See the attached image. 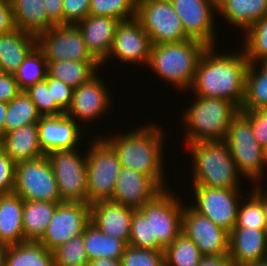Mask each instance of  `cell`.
I'll return each mask as SVG.
<instances>
[{
  "label": "cell",
  "mask_w": 267,
  "mask_h": 266,
  "mask_svg": "<svg viewBox=\"0 0 267 266\" xmlns=\"http://www.w3.org/2000/svg\"><path fill=\"white\" fill-rule=\"evenodd\" d=\"M97 137L86 151L88 204L112 199L121 168L114 149L102 137Z\"/></svg>",
  "instance_id": "ba28073f"
},
{
  "label": "cell",
  "mask_w": 267,
  "mask_h": 266,
  "mask_svg": "<svg viewBox=\"0 0 267 266\" xmlns=\"http://www.w3.org/2000/svg\"><path fill=\"white\" fill-rule=\"evenodd\" d=\"M2 144H3V136L0 135V150H2Z\"/></svg>",
  "instance_id": "680465c9"
},
{
  "label": "cell",
  "mask_w": 267,
  "mask_h": 266,
  "mask_svg": "<svg viewBox=\"0 0 267 266\" xmlns=\"http://www.w3.org/2000/svg\"><path fill=\"white\" fill-rule=\"evenodd\" d=\"M161 191L162 189L150 177L130 168L121 167L110 201L136 210Z\"/></svg>",
  "instance_id": "ffe728a7"
},
{
  "label": "cell",
  "mask_w": 267,
  "mask_h": 266,
  "mask_svg": "<svg viewBox=\"0 0 267 266\" xmlns=\"http://www.w3.org/2000/svg\"><path fill=\"white\" fill-rule=\"evenodd\" d=\"M136 14L137 0H90L89 15L124 21L135 18Z\"/></svg>",
  "instance_id": "f35d334b"
},
{
  "label": "cell",
  "mask_w": 267,
  "mask_h": 266,
  "mask_svg": "<svg viewBox=\"0 0 267 266\" xmlns=\"http://www.w3.org/2000/svg\"><path fill=\"white\" fill-rule=\"evenodd\" d=\"M13 193L25 201L62 202L54 172L46 155L16 163Z\"/></svg>",
  "instance_id": "8fae6325"
},
{
  "label": "cell",
  "mask_w": 267,
  "mask_h": 266,
  "mask_svg": "<svg viewBox=\"0 0 267 266\" xmlns=\"http://www.w3.org/2000/svg\"><path fill=\"white\" fill-rule=\"evenodd\" d=\"M24 91L31 98L41 116L65 113L55 100H52L51 90H49L46 80L37 82Z\"/></svg>",
  "instance_id": "60d3db41"
},
{
  "label": "cell",
  "mask_w": 267,
  "mask_h": 266,
  "mask_svg": "<svg viewBox=\"0 0 267 266\" xmlns=\"http://www.w3.org/2000/svg\"><path fill=\"white\" fill-rule=\"evenodd\" d=\"M48 64L43 52L36 46L14 74L21 91L46 79Z\"/></svg>",
  "instance_id": "8d00e7d4"
},
{
  "label": "cell",
  "mask_w": 267,
  "mask_h": 266,
  "mask_svg": "<svg viewBox=\"0 0 267 266\" xmlns=\"http://www.w3.org/2000/svg\"><path fill=\"white\" fill-rule=\"evenodd\" d=\"M16 163L0 150V195L13 193L15 186Z\"/></svg>",
  "instance_id": "bcb514c9"
},
{
  "label": "cell",
  "mask_w": 267,
  "mask_h": 266,
  "mask_svg": "<svg viewBox=\"0 0 267 266\" xmlns=\"http://www.w3.org/2000/svg\"><path fill=\"white\" fill-rule=\"evenodd\" d=\"M207 47L205 43L191 38L152 45L147 67L165 82L188 91L194 81L198 61Z\"/></svg>",
  "instance_id": "3957f363"
},
{
  "label": "cell",
  "mask_w": 267,
  "mask_h": 266,
  "mask_svg": "<svg viewBox=\"0 0 267 266\" xmlns=\"http://www.w3.org/2000/svg\"><path fill=\"white\" fill-rule=\"evenodd\" d=\"M57 202L23 200V231L26 241H38L48 227Z\"/></svg>",
  "instance_id": "f1b7e54d"
},
{
  "label": "cell",
  "mask_w": 267,
  "mask_h": 266,
  "mask_svg": "<svg viewBox=\"0 0 267 266\" xmlns=\"http://www.w3.org/2000/svg\"><path fill=\"white\" fill-rule=\"evenodd\" d=\"M136 18L152 45L190 39L169 0H137Z\"/></svg>",
  "instance_id": "30bf717a"
},
{
  "label": "cell",
  "mask_w": 267,
  "mask_h": 266,
  "mask_svg": "<svg viewBox=\"0 0 267 266\" xmlns=\"http://www.w3.org/2000/svg\"><path fill=\"white\" fill-rule=\"evenodd\" d=\"M182 233L197 245L203 256L229 253V232L191 206L185 205L183 208Z\"/></svg>",
  "instance_id": "9a60e30c"
},
{
  "label": "cell",
  "mask_w": 267,
  "mask_h": 266,
  "mask_svg": "<svg viewBox=\"0 0 267 266\" xmlns=\"http://www.w3.org/2000/svg\"><path fill=\"white\" fill-rule=\"evenodd\" d=\"M194 205L199 214L209 218L214 224L230 232L236 225L241 202L240 189L193 187Z\"/></svg>",
  "instance_id": "5bb4252c"
},
{
  "label": "cell",
  "mask_w": 267,
  "mask_h": 266,
  "mask_svg": "<svg viewBox=\"0 0 267 266\" xmlns=\"http://www.w3.org/2000/svg\"><path fill=\"white\" fill-rule=\"evenodd\" d=\"M102 67L98 61H57L48 63V75L61 80L72 88L89 81Z\"/></svg>",
  "instance_id": "1f68e13d"
},
{
  "label": "cell",
  "mask_w": 267,
  "mask_h": 266,
  "mask_svg": "<svg viewBox=\"0 0 267 266\" xmlns=\"http://www.w3.org/2000/svg\"><path fill=\"white\" fill-rule=\"evenodd\" d=\"M121 20L113 17L88 15L76 24L91 55L102 64L108 59L117 26Z\"/></svg>",
  "instance_id": "603a6c76"
},
{
  "label": "cell",
  "mask_w": 267,
  "mask_h": 266,
  "mask_svg": "<svg viewBox=\"0 0 267 266\" xmlns=\"http://www.w3.org/2000/svg\"><path fill=\"white\" fill-rule=\"evenodd\" d=\"M224 142L241 176L251 180L250 182H256L254 185H260L267 166L265 149L256 141L250 119L243 111L232 118Z\"/></svg>",
  "instance_id": "8992f818"
},
{
  "label": "cell",
  "mask_w": 267,
  "mask_h": 266,
  "mask_svg": "<svg viewBox=\"0 0 267 266\" xmlns=\"http://www.w3.org/2000/svg\"><path fill=\"white\" fill-rule=\"evenodd\" d=\"M88 266H121L120 259L99 258L88 262Z\"/></svg>",
  "instance_id": "f5cc1de1"
},
{
  "label": "cell",
  "mask_w": 267,
  "mask_h": 266,
  "mask_svg": "<svg viewBox=\"0 0 267 266\" xmlns=\"http://www.w3.org/2000/svg\"><path fill=\"white\" fill-rule=\"evenodd\" d=\"M53 252L55 266H88L83 234L73 237Z\"/></svg>",
  "instance_id": "ab89813d"
},
{
  "label": "cell",
  "mask_w": 267,
  "mask_h": 266,
  "mask_svg": "<svg viewBox=\"0 0 267 266\" xmlns=\"http://www.w3.org/2000/svg\"><path fill=\"white\" fill-rule=\"evenodd\" d=\"M21 90L14 74H0V102L9 103Z\"/></svg>",
  "instance_id": "c3c4849f"
},
{
  "label": "cell",
  "mask_w": 267,
  "mask_h": 266,
  "mask_svg": "<svg viewBox=\"0 0 267 266\" xmlns=\"http://www.w3.org/2000/svg\"><path fill=\"white\" fill-rule=\"evenodd\" d=\"M243 34V50L249 63L267 62V15L256 21Z\"/></svg>",
  "instance_id": "74e56055"
},
{
  "label": "cell",
  "mask_w": 267,
  "mask_h": 266,
  "mask_svg": "<svg viewBox=\"0 0 267 266\" xmlns=\"http://www.w3.org/2000/svg\"><path fill=\"white\" fill-rule=\"evenodd\" d=\"M240 111L249 117L254 137L265 149L267 147V108Z\"/></svg>",
  "instance_id": "f6af8a7d"
},
{
  "label": "cell",
  "mask_w": 267,
  "mask_h": 266,
  "mask_svg": "<svg viewBox=\"0 0 267 266\" xmlns=\"http://www.w3.org/2000/svg\"><path fill=\"white\" fill-rule=\"evenodd\" d=\"M105 85L97 73L89 81L74 88L72 103L66 114L75 122L79 120V123H90L105 115L112 104L108 86Z\"/></svg>",
  "instance_id": "ac0fdd59"
},
{
  "label": "cell",
  "mask_w": 267,
  "mask_h": 266,
  "mask_svg": "<svg viewBox=\"0 0 267 266\" xmlns=\"http://www.w3.org/2000/svg\"><path fill=\"white\" fill-rule=\"evenodd\" d=\"M7 245L0 244V266H5Z\"/></svg>",
  "instance_id": "11a10c76"
},
{
  "label": "cell",
  "mask_w": 267,
  "mask_h": 266,
  "mask_svg": "<svg viewBox=\"0 0 267 266\" xmlns=\"http://www.w3.org/2000/svg\"><path fill=\"white\" fill-rule=\"evenodd\" d=\"M198 266H233L228 255L203 256Z\"/></svg>",
  "instance_id": "816d5d0a"
},
{
  "label": "cell",
  "mask_w": 267,
  "mask_h": 266,
  "mask_svg": "<svg viewBox=\"0 0 267 266\" xmlns=\"http://www.w3.org/2000/svg\"><path fill=\"white\" fill-rule=\"evenodd\" d=\"M193 187L240 189L242 177L224 141L193 142Z\"/></svg>",
  "instance_id": "277c9868"
},
{
  "label": "cell",
  "mask_w": 267,
  "mask_h": 266,
  "mask_svg": "<svg viewBox=\"0 0 267 266\" xmlns=\"http://www.w3.org/2000/svg\"><path fill=\"white\" fill-rule=\"evenodd\" d=\"M195 101V102H194ZM191 106L183 110L188 144L224 141L232 118L240 111L230 100L195 96Z\"/></svg>",
  "instance_id": "5b68a950"
},
{
  "label": "cell",
  "mask_w": 267,
  "mask_h": 266,
  "mask_svg": "<svg viewBox=\"0 0 267 266\" xmlns=\"http://www.w3.org/2000/svg\"><path fill=\"white\" fill-rule=\"evenodd\" d=\"M140 126L129 133L103 139L118 155L121 167L130 168L150 177L162 190L166 189L163 161L164 132L156 124ZM114 136V137H113Z\"/></svg>",
  "instance_id": "7a4b0ae2"
},
{
  "label": "cell",
  "mask_w": 267,
  "mask_h": 266,
  "mask_svg": "<svg viewBox=\"0 0 267 266\" xmlns=\"http://www.w3.org/2000/svg\"><path fill=\"white\" fill-rule=\"evenodd\" d=\"M48 19L54 25H64L63 0H44Z\"/></svg>",
  "instance_id": "681fc988"
},
{
  "label": "cell",
  "mask_w": 267,
  "mask_h": 266,
  "mask_svg": "<svg viewBox=\"0 0 267 266\" xmlns=\"http://www.w3.org/2000/svg\"><path fill=\"white\" fill-rule=\"evenodd\" d=\"M81 155L78 149L58 150L46 154L62 202L88 203L87 154Z\"/></svg>",
  "instance_id": "9c48e42d"
},
{
  "label": "cell",
  "mask_w": 267,
  "mask_h": 266,
  "mask_svg": "<svg viewBox=\"0 0 267 266\" xmlns=\"http://www.w3.org/2000/svg\"><path fill=\"white\" fill-rule=\"evenodd\" d=\"M48 88L51 90L52 100L66 113L72 103L73 89L61 80L55 79L47 74Z\"/></svg>",
  "instance_id": "ee69618b"
},
{
  "label": "cell",
  "mask_w": 267,
  "mask_h": 266,
  "mask_svg": "<svg viewBox=\"0 0 267 266\" xmlns=\"http://www.w3.org/2000/svg\"><path fill=\"white\" fill-rule=\"evenodd\" d=\"M257 64L249 63L248 65L244 100L239 110L267 108V62L259 63V71L256 69Z\"/></svg>",
  "instance_id": "d6a6232c"
},
{
  "label": "cell",
  "mask_w": 267,
  "mask_h": 266,
  "mask_svg": "<svg viewBox=\"0 0 267 266\" xmlns=\"http://www.w3.org/2000/svg\"><path fill=\"white\" fill-rule=\"evenodd\" d=\"M151 47L150 37L136 17L121 21L117 26L108 59L101 66L113 56L127 64H146L147 67Z\"/></svg>",
  "instance_id": "2e32d148"
},
{
  "label": "cell",
  "mask_w": 267,
  "mask_h": 266,
  "mask_svg": "<svg viewBox=\"0 0 267 266\" xmlns=\"http://www.w3.org/2000/svg\"><path fill=\"white\" fill-rule=\"evenodd\" d=\"M233 266H251L267 260L266 229L233 228L229 232V253Z\"/></svg>",
  "instance_id": "44dd1931"
},
{
  "label": "cell",
  "mask_w": 267,
  "mask_h": 266,
  "mask_svg": "<svg viewBox=\"0 0 267 266\" xmlns=\"http://www.w3.org/2000/svg\"><path fill=\"white\" fill-rule=\"evenodd\" d=\"M2 149L15 163L44 156L37 123L23 125L6 133L3 136Z\"/></svg>",
  "instance_id": "d4e9b609"
},
{
  "label": "cell",
  "mask_w": 267,
  "mask_h": 266,
  "mask_svg": "<svg viewBox=\"0 0 267 266\" xmlns=\"http://www.w3.org/2000/svg\"><path fill=\"white\" fill-rule=\"evenodd\" d=\"M37 46V37L14 28L0 35V69L2 73L15 74L20 64Z\"/></svg>",
  "instance_id": "cb8c5ba5"
},
{
  "label": "cell",
  "mask_w": 267,
  "mask_h": 266,
  "mask_svg": "<svg viewBox=\"0 0 267 266\" xmlns=\"http://www.w3.org/2000/svg\"><path fill=\"white\" fill-rule=\"evenodd\" d=\"M202 258L197 245L183 233L164 249L165 266H198Z\"/></svg>",
  "instance_id": "d590c367"
},
{
  "label": "cell",
  "mask_w": 267,
  "mask_h": 266,
  "mask_svg": "<svg viewBox=\"0 0 267 266\" xmlns=\"http://www.w3.org/2000/svg\"><path fill=\"white\" fill-rule=\"evenodd\" d=\"M41 114L31 98L21 91L15 98L8 103L5 117V134L23 125L37 123Z\"/></svg>",
  "instance_id": "e575fe53"
},
{
  "label": "cell",
  "mask_w": 267,
  "mask_h": 266,
  "mask_svg": "<svg viewBox=\"0 0 267 266\" xmlns=\"http://www.w3.org/2000/svg\"><path fill=\"white\" fill-rule=\"evenodd\" d=\"M265 158H266V161H267V147L265 148Z\"/></svg>",
  "instance_id": "91938a15"
},
{
  "label": "cell",
  "mask_w": 267,
  "mask_h": 266,
  "mask_svg": "<svg viewBox=\"0 0 267 266\" xmlns=\"http://www.w3.org/2000/svg\"><path fill=\"white\" fill-rule=\"evenodd\" d=\"M37 47L47 64L57 61H97L88 51L77 25H54L37 36Z\"/></svg>",
  "instance_id": "7c38bea8"
},
{
  "label": "cell",
  "mask_w": 267,
  "mask_h": 266,
  "mask_svg": "<svg viewBox=\"0 0 267 266\" xmlns=\"http://www.w3.org/2000/svg\"><path fill=\"white\" fill-rule=\"evenodd\" d=\"M15 28L10 0H0V35Z\"/></svg>",
  "instance_id": "f907efd6"
},
{
  "label": "cell",
  "mask_w": 267,
  "mask_h": 266,
  "mask_svg": "<svg viewBox=\"0 0 267 266\" xmlns=\"http://www.w3.org/2000/svg\"><path fill=\"white\" fill-rule=\"evenodd\" d=\"M264 212H265V225L267 232V191L264 190Z\"/></svg>",
  "instance_id": "9f6ffc18"
},
{
  "label": "cell",
  "mask_w": 267,
  "mask_h": 266,
  "mask_svg": "<svg viewBox=\"0 0 267 266\" xmlns=\"http://www.w3.org/2000/svg\"><path fill=\"white\" fill-rule=\"evenodd\" d=\"M90 223V204L82 202H61L38 240L46 249L54 251L73 237L83 234Z\"/></svg>",
  "instance_id": "4fadbf2b"
},
{
  "label": "cell",
  "mask_w": 267,
  "mask_h": 266,
  "mask_svg": "<svg viewBox=\"0 0 267 266\" xmlns=\"http://www.w3.org/2000/svg\"><path fill=\"white\" fill-rule=\"evenodd\" d=\"M214 48L208 46L199 59L191 90L195 96L230 100L240 109L249 62L243 50L218 54Z\"/></svg>",
  "instance_id": "6da1fadb"
},
{
  "label": "cell",
  "mask_w": 267,
  "mask_h": 266,
  "mask_svg": "<svg viewBox=\"0 0 267 266\" xmlns=\"http://www.w3.org/2000/svg\"><path fill=\"white\" fill-rule=\"evenodd\" d=\"M8 109V103L0 102V135H5V117Z\"/></svg>",
  "instance_id": "db71d44e"
},
{
  "label": "cell",
  "mask_w": 267,
  "mask_h": 266,
  "mask_svg": "<svg viewBox=\"0 0 267 266\" xmlns=\"http://www.w3.org/2000/svg\"><path fill=\"white\" fill-rule=\"evenodd\" d=\"M251 266H267V260L260 261L259 263L253 264Z\"/></svg>",
  "instance_id": "6f0895ef"
},
{
  "label": "cell",
  "mask_w": 267,
  "mask_h": 266,
  "mask_svg": "<svg viewBox=\"0 0 267 266\" xmlns=\"http://www.w3.org/2000/svg\"><path fill=\"white\" fill-rule=\"evenodd\" d=\"M179 199L164 189L138 209L150 221L152 250L164 251L182 233L185 204Z\"/></svg>",
  "instance_id": "52a82bcc"
},
{
  "label": "cell",
  "mask_w": 267,
  "mask_h": 266,
  "mask_svg": "<svg viewBox=\"0 0 267 266\" xmlns=\"http://www.w3.org/2000/svg\"><path fill=\"white\" fill-rule=\"evenodd\" d=\"M128 245L136 248L151 249L150 221L138 209L133 211Z\"/></svg>",
  "instance_id": "7bdbcfd3"
},
{
  "label": "cell",
  "mask_w": 267,
  "mask_h": 266,
  "mask_svg": "<svg viewBox=\"0 0 267 266\" xmlns=\"http://www.w3.org/2000/svg\"><path fill=\"white\" fill-rule=\"evenodd\" d=\"M84 245L88 260L99 258L120 259L127 244L101 232L91 222L85 227Z\"/></svg>",
  "instance_id": "f546056e"
},
{
  "label": "cell",
  "mask_w": 267,
  "mask_h": 266,
  "mask_svg": "<svg viewBox=\"0 0 267 266\" xmlns=\"http://www.w3.org/2000/svg\"><path fill=\"white\" fill-rule=\"evenodd\" d=\"M22 219L23 199L15 193L0 195V244L10 246L26 241Z\"/></svg>",
  "instance_id": "484cf974"
},
{
  "label": "cell",
  "mask_w": 267,
  "mask_h": 266,
  "mask_svg": "<svg viewBox=\"0 0 267 266\" xmlns=\"http://www.w3.org/2000/svg\"><path fill=\"white\" fill-rule=\"evenodd\" d=\"M217 11L244 32L267 15V0H217Z\"/></svg>",
  "instance_id": "4316f807"
},
{
  "label": "cell",
  "mask_w": 267,
  "mask_h": 266,
  "mask_svg": "<svg viewBox=\"0 0 267 266\" xmlns=\"http://www.w3.org/2000/svg\"><path fill=\"white\" fill-rule=\"evenodd\" d=\"M179 15L186 34L207 46L215 45L217 0H169Z\"/></svg>",
  "instance_id": "e0dca14e"
},
{
  "label": "cell",
  "mask_w": 267,
  "mask_h": 266,
  "mask_svg": "<svg viewBox=\"0 0 267 266\" xmlns=\"http://www.w3.org/2000/svg\"><path fill=\"white\" fill-rule=\"evenodd\" d=\"M16 28L38 36L54 26L48 19L44 0H10Z\"/></svg>",
  "instance_id": "83f0119b"
},
{
  "label": "cell",
  "mask_w": 267,
  "mask_h": 266,
  "mask_svg": "<svg viewBox=\"0 0 267 266\" xmlns=\"http://www.w3.org/2000/svg\"><path fill=\"white\" fill-rule=\"evenodd\" d=\"M120 262L121 266H165L164 251L127 245Z\"/></svg>",
  "instance_id": "b9f144b4"
},
{
  "label": "cell",
  "mask_w": 267,
  "mask_h": 266,
  "mask_svg": "<svg viewBox=\"0 0 267 266\" xmlns=\"http://www.w3.org/2000/svg\"><path fill=\"white\" fill-rule=\"evenodd\" d=\"M5 266H55L54 252L38 241H25L7 247Z\"/></svg>",
  "instance_id": "4dcf8cb0"
},
{
  "label": "cell",
  "mask_w": 267,
  "mask_h": 266,
  "mask_svg": "<svg viewBox=\"0 0 267 266\" xmlns=\"http://www.w3.org/2000/svg\"><path fill=\"white\" fill-rule=\"evenodd\" d=\"M135 209L112 201L90 204V222L106 235L124 241L130 239V226Z\"/></svg>",
  "instance_id": "7402d4cb"
},
{
  "label": "cell",
  "mask_w": 267,
  "mask_h": 266,
  "mask_svg": "<svg viewBox=\"0 0 267 266\" xmlns=\"http://www.w3.org/2000/svg\"><path fill=\"white\" fill-rule=\"evenodd\" d=\"M37 125L40 147L45 155L58 150L76 149L81 137H84V127L66 113L41 116Z\"/></svg>",
  "instance_id": "d6986e66"
},
{
  "label": "cell",
  "mask_w": 267,
  "mask_h": 266,
  "mask_svg": "<svg viewBox=\"0 0 267 266\" xmlns=\"http://www.w3.org/2000/svg\"><path fill=\"white\" fill-rule=\"evenodd\" d=\"M252 193L241 200L238 209L237 221L234 228L266 229L264 212V188L263 185L253 186ZM245 203V204H244Z\"/></svg>",
  "instance_id": "836d02e7"
},
{
  "label": "cell",
  "mask_w": 267,
  "mask_h": 266,
  "mask_svg": "<svg viewBox=\"0 0 267 266\" xmlns=\"http://www.w3.org/2000/svg\"><path fill=\"white\" fill-rule=\"evenodd\" d=\"M90 0H63L64 24H78L89 15Z\"/></svg>",
  "instance_id": "7dc6e473"
}]
</instances>
